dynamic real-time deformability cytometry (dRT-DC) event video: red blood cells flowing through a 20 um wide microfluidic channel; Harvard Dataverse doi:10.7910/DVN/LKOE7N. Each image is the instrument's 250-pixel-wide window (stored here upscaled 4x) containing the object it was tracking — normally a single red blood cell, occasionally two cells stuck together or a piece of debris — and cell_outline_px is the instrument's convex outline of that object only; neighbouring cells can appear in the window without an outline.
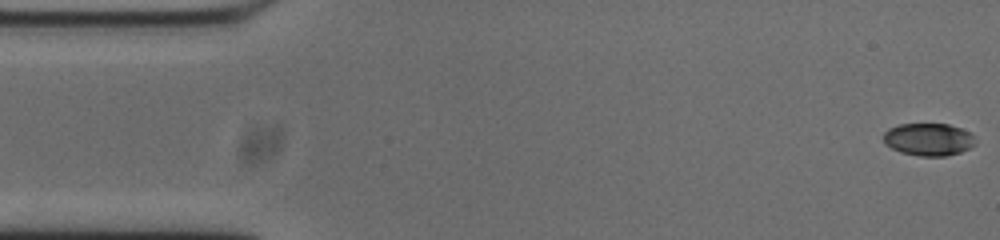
{"species": "common noctule bat (a hibernating species)", "species_latin": "Nyctalus noctula", "temperature_condition": "cold", "stored_images_in_passage": 54, "camera_frame_rate_fps": 3000, "um_per_image_px": 0.085, "animal": {"sex": "male", "body_mass_g": 20.0, "forearm_length_mm": 53.3}, "frame": {"image": 1, "passage_image": 1, "time_ms": 0.0, "image_size_px": [1000, 240], "cell_outline_px": [[976, 144], [960, 152], [944, 156], [920, 156], [900, 152], [884, 144], [884, 132], [888, 128], [900, 124], [948, 124], [972, 132], [976, 140]], "centroid_in_image_um": [78.94, 11.84], "position_along_channel_um": 6.1, "area_um2": 17.51}}
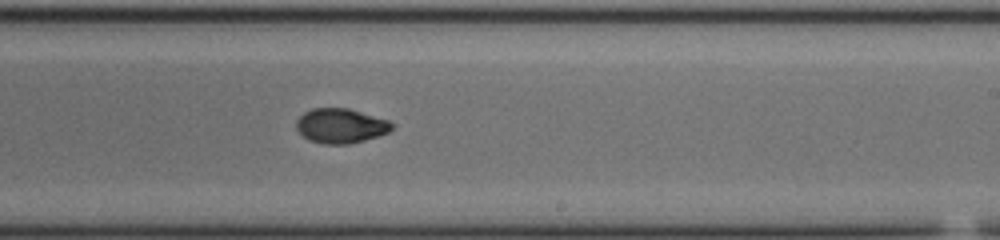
{"frame": {"image": 2, "passage_image": 31, "time_ms": 10.0, "image_size_px": [1000, 240], "cell_outline_px": [[392, 128], [388, 132], [364, 140], [348, 144], [324, 144], [308, 140], [296, 128], [296, 120], [304, 112], [312, 108], [348, 108], [388, 120], [392, 124]], "centroid_in_image_um": [28.92, 10.69], "position_along_channel_um": 260.1, "area_um2": 19.13}}
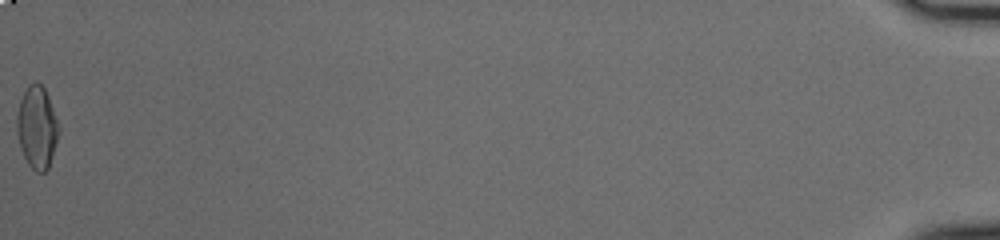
{"frame": {"image": 3, "passage_image": 54, "time_ms": 17.667, "image_size_px": [1000, 240], "cell_outline_px": [[60, 132], [48, 168], [44, 172], [36, 172], [28, 164], [20, 148], [16, 132], [16, 116], [20, 100], [28, 84], [36, 80], [44, 88], [48, 96], [60, 128]], "centroid_in_image_um": [3.13, 10.81], "position_along_channel_um": 432.1, "area_um2": 20.23}, "authors_computed_cell_mechanics": {"area_um2": 19.2474, "velocity_mm_per_s": 3.7437, "shape_relaxation_time_tau1_ms": 6.0059, "shape_relaxation_time_tau2_ms": 1.9731, "deformation_change_tau1": 0.1947, "deformation_change_tau2": 0.048}}